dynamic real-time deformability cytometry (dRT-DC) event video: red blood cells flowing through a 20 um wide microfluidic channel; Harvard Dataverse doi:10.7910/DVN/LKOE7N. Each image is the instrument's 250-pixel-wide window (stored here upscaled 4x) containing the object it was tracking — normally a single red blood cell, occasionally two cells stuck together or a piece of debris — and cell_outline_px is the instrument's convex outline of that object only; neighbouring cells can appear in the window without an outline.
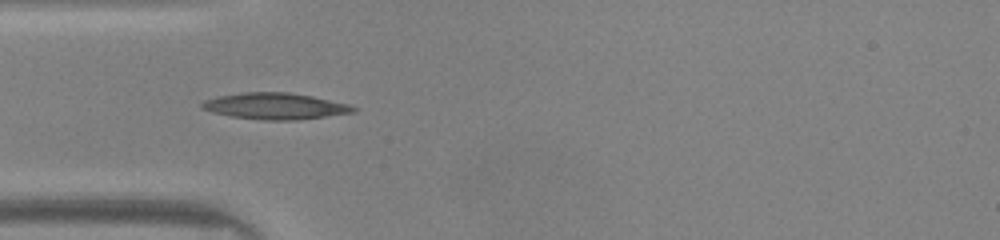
{"species": "common noctule bat (a hibernating species)", "species_latin": "Nyctalus noctula", "temperature_condition": "warm", "stored_images_in_passage": 19, "camera_frame_rate_fps": 3000, "um_per_image_px": 0.085, "animal": {"sex": "male", "body_mass_g": 20.0, "forearm_length_mm": 53.3}, "frame": {"image": 1, "passage_image": 4, "time_ms": 1.0, "image_size_px": [1000, 240], "cell_outline_px": [[356, 112], [296, 120], [264, 120], [232, 116], [212, 112], [200, 108], [200, 104], [204, 100], [216, 96], [244, 92], [288, 92], [312, 96], [348, 104], [356, 108]], "centroid_in_image_um": [23.35, 9.01], "position_along_channel_um": 61.7, "area_um2": 23.18}}